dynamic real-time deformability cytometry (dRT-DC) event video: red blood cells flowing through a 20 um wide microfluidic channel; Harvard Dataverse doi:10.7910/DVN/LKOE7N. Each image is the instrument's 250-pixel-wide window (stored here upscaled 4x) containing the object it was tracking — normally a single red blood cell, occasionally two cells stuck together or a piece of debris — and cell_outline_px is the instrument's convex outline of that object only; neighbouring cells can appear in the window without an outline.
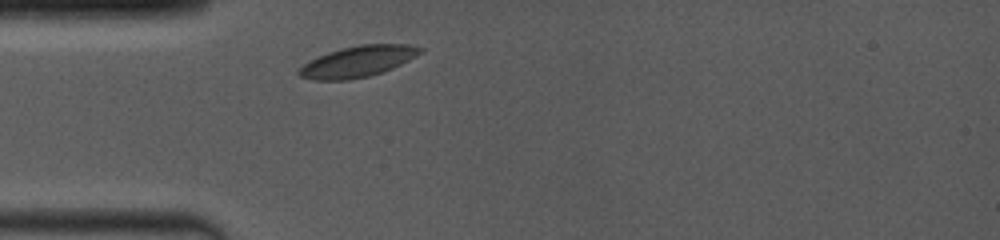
{"species": "common noctule bat (a hibernating species)", "species_latin": "Nyctalus noctula", "temperature_condition": "room temperature", "stored_images_in_passage": 35, "camera_frame_rate_fps": 4000, "um_per_image_px": 0.085, "animal": {"sex": "female", "body_mass_g": 19.0, "forearm_length_mm": 53.3}, "frame": {"image": 1, "passage_image": 1, "time_ms": 0.0, "image_size_px": [1000, 240], "cell_outline_px": [[424, 52], [392, 68], [368, 76], [348, 80], [312, 80], [300, 76], [296, 72], [304, 64], [328, 52], [340, 48], [360, 44], [408, 44], [424, 48]], "centroid_in_image_um": [30.43, 5.22], "position_along_channel_um": 54.6, "area_um2": 21.79}}
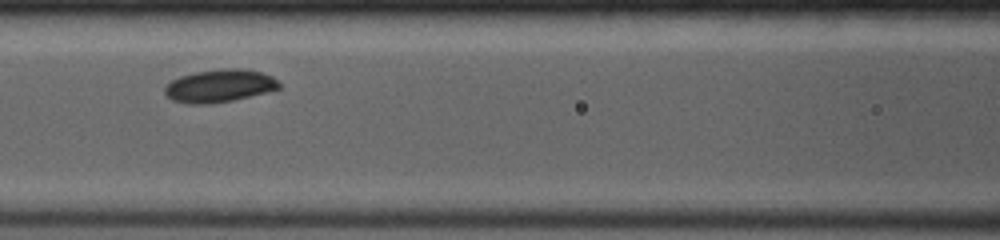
{"frame": {"image": 2, "passage_image": 14, "time_ms": 2.5, "image_size_px": [1000, 240], "cell_outline_px": [[280, 88], [232, 100], [208, 104], [188, 104], [172, 100], [164, 92], [164, 88], [172, 80], [180, 76], [196, 72], [224, 68], [236, 68], [260, 72], [272, 76], [280, 84]], "centroid_in_image_um": [18.62, 7.3], "position_along_channel_um": 148.0, "area_um2": 21.5}}
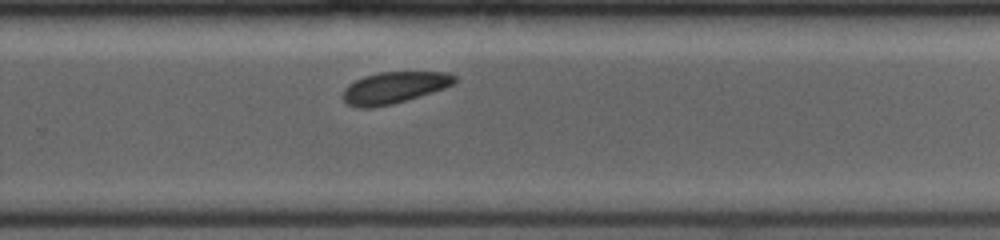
{"frame": {"image": 3, "passage_image": 35, "time_ms": 6.25, "image_size_px": [1000, 240], "cell_outline_px": [[456, 80], [452, 84], [444, 88], [432, 92], [392, 104], [372, 108], [356, 108], [344, 104], [340, 96], [344, 88], [348, 84], [364, 76], [376, 72], [448, 72], [456, 76]], "centroid_in_image_um": [33.41, 7.46], "position_along_channel_um": 296.4, "area_um2": 20.81}}